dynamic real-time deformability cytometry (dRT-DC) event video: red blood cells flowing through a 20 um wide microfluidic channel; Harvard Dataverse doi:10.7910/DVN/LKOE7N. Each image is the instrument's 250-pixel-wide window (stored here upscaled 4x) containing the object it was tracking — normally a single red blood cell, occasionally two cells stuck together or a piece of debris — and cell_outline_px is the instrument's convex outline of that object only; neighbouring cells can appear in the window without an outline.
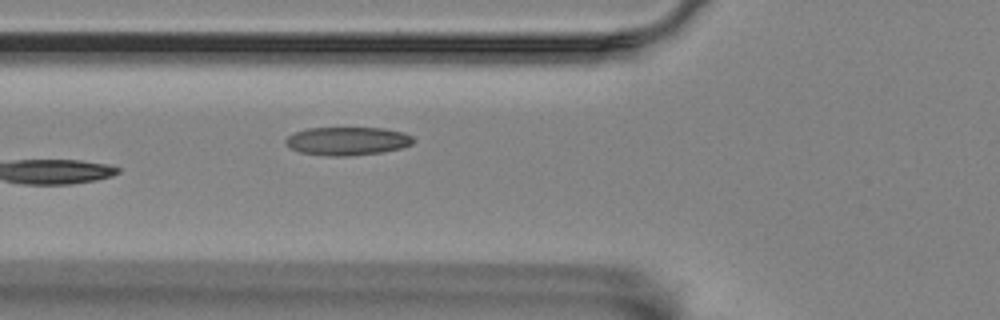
{"species": "Egyptian fruit bat (a non-hibernating species)", "species_latin": "Rousettus aegyptiacus", "temperature_condition": "room temperature", "stored_images_in_passage": 5, "camera_frame_rate_fps": 3000, "um_per_image_px": 0.085, "animal": {"sex": "female"}, "frame": {"image": 1, "passage_image": 5, "time_ms": 4.667, "image_size_px": [1000, 320], "cell_outline_px": [[416, 140], [412, 144], [400, 148], [384, 152], [352, 156], [324, 156], [300, 152], [288, 148], [284, 144], [284, 140], [292, 132], [308, 128], [384, 128], [404, 132], [412, 136]], "centroid_in_image_um": [29.5, 11.99], "position_along_channel_um": 96.3, "area_um2": 21.5}}